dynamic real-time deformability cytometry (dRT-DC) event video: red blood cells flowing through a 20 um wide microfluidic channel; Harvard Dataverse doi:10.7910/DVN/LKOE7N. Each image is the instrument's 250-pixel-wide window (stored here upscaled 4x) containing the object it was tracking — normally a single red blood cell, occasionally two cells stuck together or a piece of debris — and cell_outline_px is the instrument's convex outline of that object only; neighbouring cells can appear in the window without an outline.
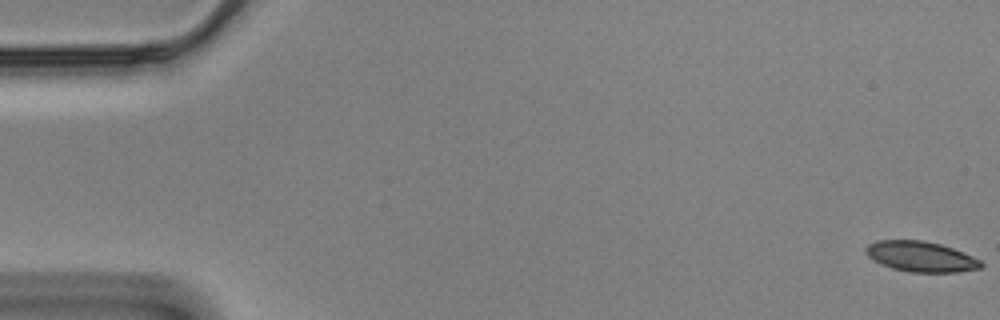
{"species": "Egyptian fruit bat (a non-hibernating species)", "species_latin": "Rousettus aegyptiacus", "temperature_condition": "cold", "stored_images_in_passage": 59, "camera_frame_rate_fps": 3000, "um_per_image_px": 0.085, "animal": {"sex": "male"}, "frame": {"image": 1, "passage_image": 1, "time_ms": 0.0, "image_size_px": [1000, 320], "cell_outline_px": [[984, 264], [980, 268], [956, 272], [912, 272], [892, 268], [868, 256], [868, 244], [876, 240], [924, 240], [940, 244], [952, 248], [972, 256], [980, 260]], "centroid_in_image_um": [78.32, 21.8], "position_along_channel_um": 6.7, "area_um2": 20.0}}
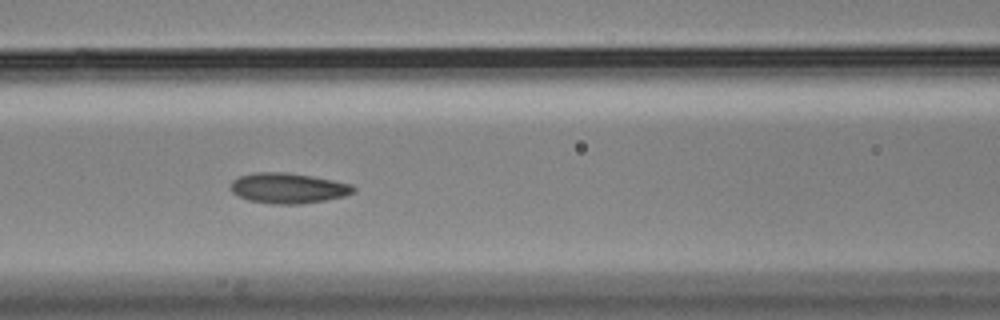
{"frame": {"image": 2, "passage_image": 25, "time_ms": 8.0, "image_size_px": [1000, 320], "cell_outline_px": [[356, 188], [352, 192], [344, 196], [324, 200], [300, 204], [272, 204], [248, 200], [232, 192], [232, 180], [240, 176], [252, 172], [284, 172], [312, 176], [352, 184]], "centroid_in_image_um": [24.48, 15.99], "position_along_channel_um": 142.1, "area_um2": 21.56}}
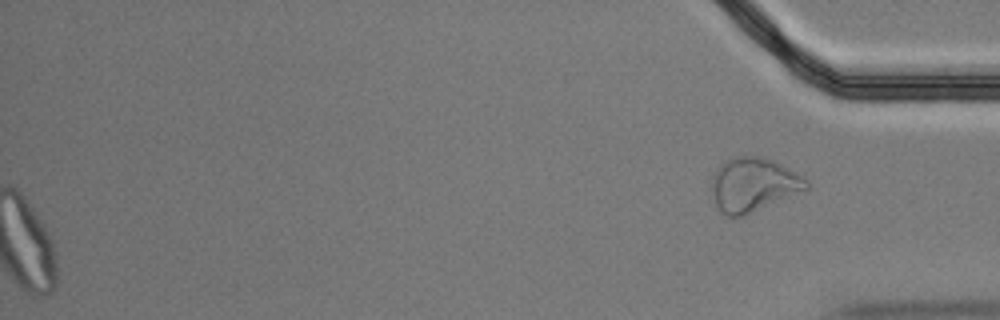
{"frame": {"image": 3, "passage_image": 59, "time_ms": 19.333, "image_size_px": [1000, 320], "cell_outline_px": [[812, 188], [744, 216], [728, 216], [720, 212], [716, 204], [712, 192], [712, 176], [716, 168], [724, 160], [740, 156], [760, 156], [772, 160], [796, 172], [808, 180]], "centroid_in_image_um": [64.06, 15.7], "position_along_channel_um": 371.1, "area_um2": 30.0}, "authors_computed_cell_mechanics": {"area_um2": 21.4438, "velocity_mm_per_s": 3.4733, "shape_relaxation_time_tau1_ms": null, "shape_relaxation_time_tau2_ms": 1.9491, "deformation_change_tau1": null, "deformation_change_tau2": 0.0751}}